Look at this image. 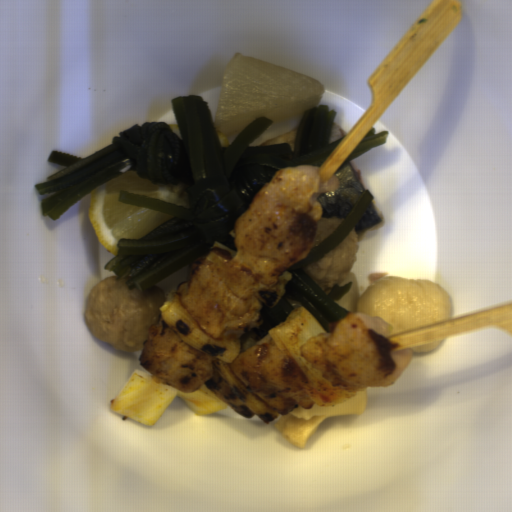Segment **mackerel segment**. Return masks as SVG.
Masks as SVG:
<instances>
[{
  "instance_id": "mackerel-segment-2",
  "label": "mackerel segment",
  "mask_w": 512,
  "mask_h": 512,
  "mask_svg": "<svg viewBox=\"0 0 512 512\" xmlns=\"http://www.w3.org/2000/svg\"><path fill=\"white\" fill-rule=\"evenodd\" d=\"M380 220H381V218H380L379 214L377 213V211L371 201L367 211L355 224L357 232L364 230V229L374 227L376 224H378L380 222Z\"/></svg>"
},
{
  "instance_id": "mackerel-segment-1",
  "label": "mackerel segment",
  "mask_w": 512,
  "mask_h": 512,
  "mask_svg": "<svg viewBox=\"0 0 512 512\" xmlns=\"http://www.w3.org/2000/svg\"><path fill=\"white\" fill-rule=\"evenodd\" d=\"M334 177L340 180L338 188L321 193L317 200L322 207L320 220L347 219L365 191L349 162Z\"/></svg>"
},
{
  "instance_id": "mackerel-segment-4",
  "label": "mackerel segment",
  "mask_w": 512,
  "mask_h": 512,
  "mask_svg": "<svg viewBox=\"0 0 512 512\" xmlns=\"http://www.w3.org/2000/svg\"><path fill=\"white\" fill-rule=\"evenodd\" d=\"M344 136L343 132L339 129V127L334 123L333 129L330 135L329 144L342 138Z\"/></svg>"
},
{
  "instance_id": "mackerel-segment-3",
  "label": "mackerel segment",
  "mask_w": 512,
  "mask_h": 512,
  "mask_svg": "<svg viewBox=\"0 0 512 512\" xmlns=\"http://www.w3.org/2000/svg\"><path fill=\"white\" fill-rule=\"evenodd\" d=\"M298 128L299 126L274 138L266 140L260 145H287L293 148Z\"/></svg>"
}]
</instances>
